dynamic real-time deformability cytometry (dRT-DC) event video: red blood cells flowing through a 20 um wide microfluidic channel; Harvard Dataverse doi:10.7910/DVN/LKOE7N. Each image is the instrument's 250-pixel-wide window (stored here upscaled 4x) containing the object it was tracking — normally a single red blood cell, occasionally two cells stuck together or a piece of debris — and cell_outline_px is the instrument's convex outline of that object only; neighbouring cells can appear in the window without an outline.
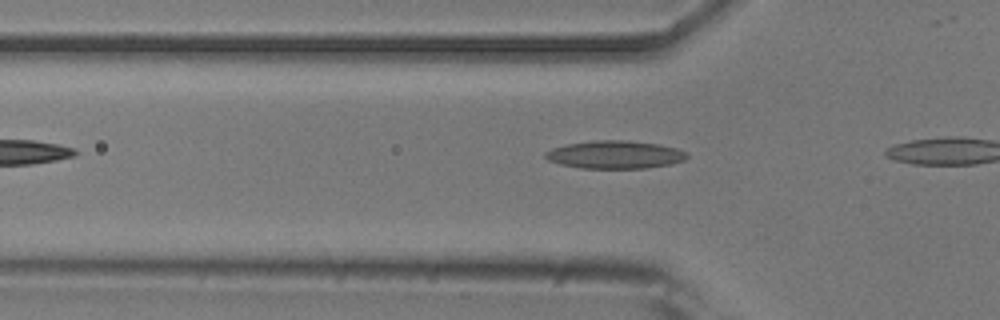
{"species": "common noctule bat (a hibernating species)", "species_latin": "Nyctalus noctula", "temperature_condition": "room temperature", "stored_images_in_passage": 3, "camera_frame_rate_fps": 3000, "um_per_image_px": 0.085, "animal": {"sex": "male", "body_mass_g": 20.5, "forearm_length_mm": 52.5}, "frame": {"image": 1, "passage_image": 2, "time_ms": 0.333, "image_size_px": [1000, 320], "cell_outline_px": [[688, 156], [684, 160], [672, 164], [648, 168], [580, 168], [560, 164], [548, 160], [544, 156], [544, 152], [552, 148], [564, 144], [596, 140], [628, 140], [660, 144], [676, 148], [688, 152]], "centroid_in_image_um": [52.28, 13.14], "position_along_channel_um": 73.5, "area_um2": 23.29}}